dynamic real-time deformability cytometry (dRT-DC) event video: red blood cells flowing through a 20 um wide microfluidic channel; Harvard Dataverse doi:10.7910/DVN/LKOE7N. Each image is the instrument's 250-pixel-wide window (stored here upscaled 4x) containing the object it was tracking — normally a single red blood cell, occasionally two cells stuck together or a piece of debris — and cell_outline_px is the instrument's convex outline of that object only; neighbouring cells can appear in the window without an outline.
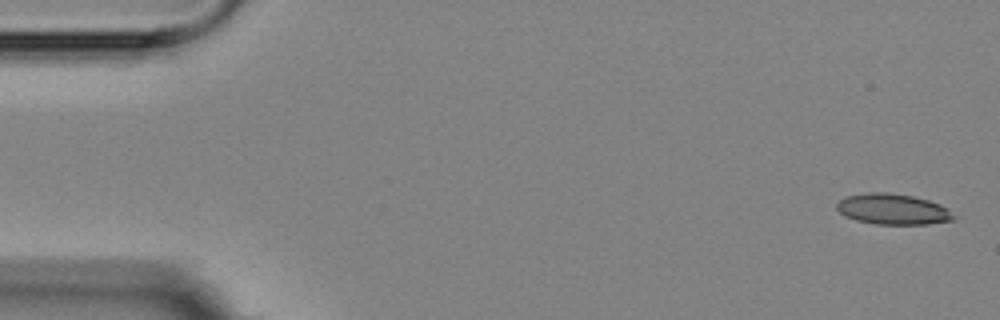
{"species": "Egyptian fruit bat (a non-hibernating species)", "species_latin": "Rousettus aegyptiacus", "temperature_condition": "room temperature", "stored_images_in_passage": 5, "camera_frame_rate_fps": 3000, "um_per_image_px": 0.085, "animal": {"sex": "female"}, "frame": {"image": 1, "passage_image": 1, "time_ms": 0.0, "image_size_px": [1000, 320], "cell_outline_px": [[956, 220], [928, 224], [876, 224], [856, 220], [844, 216], [836, 208], [836, 204], [840, 200], [848, 196], [868, 192], [888, 192], [912, 196], [928, 200], [940, 204], [948, 208], [956, 216]], "centroid_in_image_um": [75.93, 17.78], "position_along_channel_um": 9.1, "area_um2": 21.04}}